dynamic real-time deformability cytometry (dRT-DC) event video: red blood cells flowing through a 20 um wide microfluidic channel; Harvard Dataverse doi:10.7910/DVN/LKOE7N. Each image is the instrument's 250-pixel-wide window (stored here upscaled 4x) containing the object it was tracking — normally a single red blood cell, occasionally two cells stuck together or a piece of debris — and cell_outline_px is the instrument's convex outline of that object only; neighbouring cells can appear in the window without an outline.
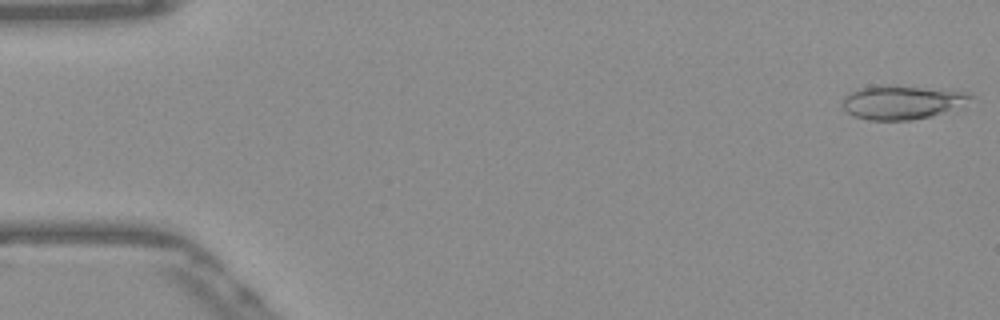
{"species": "Egyptian fruit bat (a non-hibernating species)", "species_latin": "Rousettus aegyptiacus", "temperature_condition": "warm", "stored_images_in_passage": 52, "camera_frame_rate_fps": 3000, "um_per_image_px": 0.085, "frame": {"image": 1, "passage_image": 1, "time_ms": 0.0, "image_size_px": [1000, 320], "cell_outline_px": [[972, 96], [964, 108], [932, 116], [912, 120], [868, 120], [852, 116], [840, 104], [844, 96], [848, 92], [856, 88], [880, 84], [884, 84], [972, 92]], "centroid_in_image_um": [76.68, 8.68], "position_along_channel_um": 8.3, "area_um2": 26.07}}
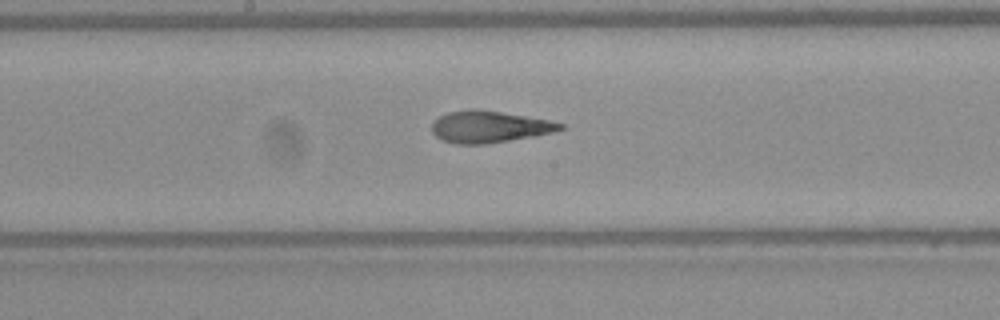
{"frame": {"image": 2, "passage_image": 27, "time_ms": 8.667, "image_size_px": [1000, 320], "cell_outline_px": [[564, 128], [552, 132], [536, 136], [484, 144], [456, 144], [440, 140], [432, 132], [432, 124], [440, 116], [448, 112], [472, 108], [476, 108], [548, 120], [564, 124]], "centroid_in_image_um": [41.55, 10.78], "position_along_channel_um": 206.6, "area_um2": 23.64}}
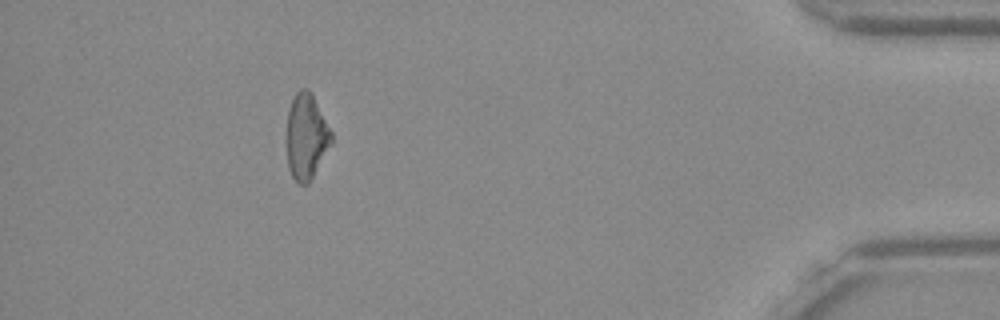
{"frame": {"image": 3, "passage_image": 47, "time_ms": 15.333, "image_size_px": [1000, 320], "cell_outline_px": [[332, 144], [308, 184], [300, 184], [292, 176], [288, 168], [284, 136], [288, 108], [292, 96], [300, 88], [308, 88], [312, 92], [332, 132]], "centroid_in_image_um": [25.99, 11.56], "position_along_channel_um": 409.2, "area_um2": 23.18}, "authors_computed_cell_mechanics": {"area_um2": 23.7558, "velocity_mm_per_s": 3.8874, "shape_relaxation_time_tau1_ms": 10.0626, "shape_relaxation_time_tau2_ms": 2.1356, "deformation_change_tau1": 0.2844, "deformation_change_tau2": 0.1143}}